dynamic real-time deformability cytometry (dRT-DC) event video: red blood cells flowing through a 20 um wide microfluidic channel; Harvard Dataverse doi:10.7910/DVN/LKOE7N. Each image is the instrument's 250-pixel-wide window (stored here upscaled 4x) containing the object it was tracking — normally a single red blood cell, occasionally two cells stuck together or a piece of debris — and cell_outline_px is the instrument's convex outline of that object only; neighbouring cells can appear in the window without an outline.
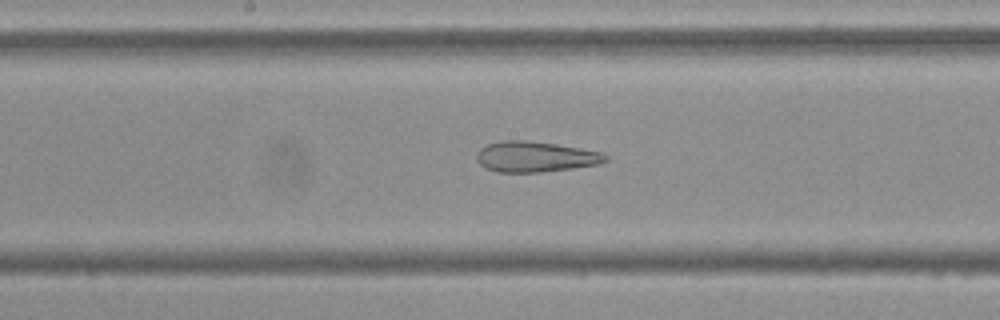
{"species": "Egyptian fruit bat (a non-hibernating species)", "species_latin": "Rousettus aegyptiacus", "temperature_condition": "cold", "stored_images_in_passage": 50, "camera_frame_rate_fps": 3000, "um_per_image_px": 0.085, "frame": {"image": 1, "passage_image": 24, "time_ms": 7.667, "image_size_px": [1000, 320], "cell_outline_px": [[608, 160], [600, 164], [572, 168], [540, 172], [496, 172], [484, 168], [476, 160], [476, 152], [480, 148], [488, 144], [500, 140], [524, 140], [556, 144], [604, 152], [608, 156]], "centroid_in_image_um": [45.49, 13.32], "position_along_channel_um": 202.7, "area_um2": 23.18}}
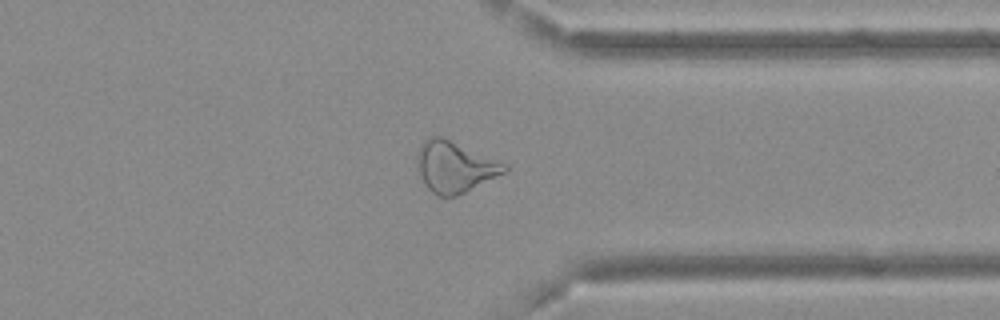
{"frame": {"image": 2, "passage_image": 38, "time_ms": 12.333, "image_size_px": [1000, 320], "cell_outline_px": [[508, 168], [504, 172], [456, 196], [436, 196], [424, 184], [416, 160], [416, 156], [420, 144], [428, 136], [440, 136], [508, 164]], "centroid_in_image_um": [38.61, 14.16], "position_along_channel_um": 372.8, "area_um2": 25.55}}
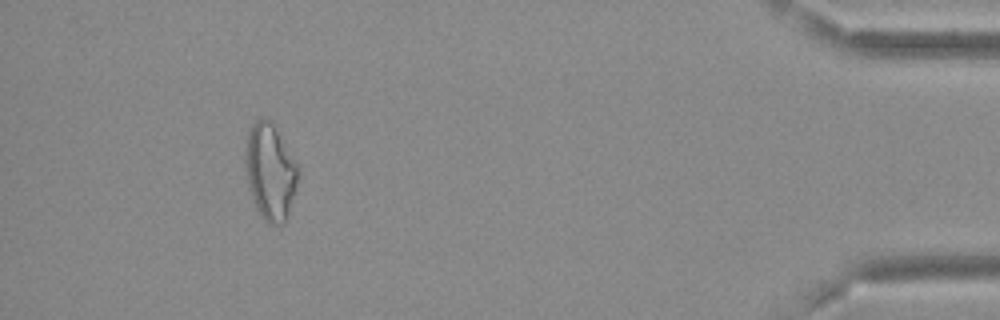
{"frame": {"image": 3, "passage_image": 46, "time_ms": 15.0, "image_size_px": [1000, 320], "cell_outline_px": [[300, 172], [296, 188], [284, 224], [268, 224], [264, 220], [256, 208], [252, 200], [244, 168], [244, 152], [248, 132], [252, 124], [256, 120], [272, 120], [296, 164]], "centroid_in_image_um": [22.94, 14.61], "position_along_channel_um": 412.3, "area_um2": 29.59}}